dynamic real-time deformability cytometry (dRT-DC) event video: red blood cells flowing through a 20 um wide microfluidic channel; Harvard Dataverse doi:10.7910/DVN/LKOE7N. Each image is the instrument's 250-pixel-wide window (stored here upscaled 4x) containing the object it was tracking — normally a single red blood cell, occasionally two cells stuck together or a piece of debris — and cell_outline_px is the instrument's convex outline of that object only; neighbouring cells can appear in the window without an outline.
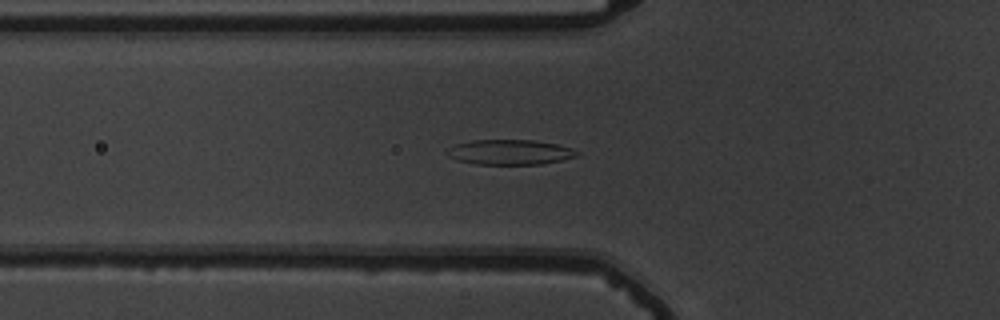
{"species": "common noctule bat (a hibernating species)", "species_latin": "Nyctalus noctula", "temperature_condition": "warm", "stored_images_in_passage": 54, "camera_frame_rate_fps": 3000, "um_per_image_px": 0.085, "animal": {"sex": "male", "body_mass_g": 19.5, "forearm_length_mm": 54.6}, "frame": {"image": 1, "passage_image": 20, "time_ms": 6.333, "image_size_px": [1000, 320], "cell_outline_px": [[580, 156], [540, 164], [476, 164], [456, 160], [448, 156], [444, 152], [448, 148], [456, 144], [472, 140], [536, 140], [556, 144], [572, 148], [580, 152]], "centroid_in_image_um": [43.33, 12.93], "position_along_channel_um": 82.5, "area_um2": 19.07}}
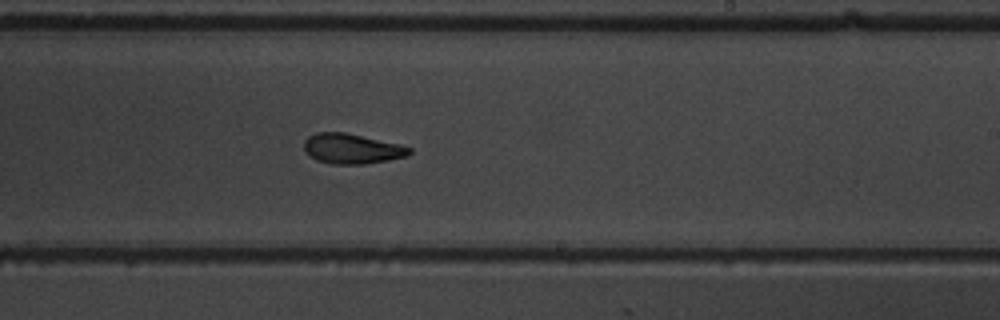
{"frame": {"image": 2, "passage_image": 34, "time_ms": 11.0, "image_size_px": [1000, 320], "cell_outline_px": [[412, 152], [404, 156], [388, 160], [364, 164], [332, 164], [316, 160], [304, 152], [304, 140], [308, 136], [316, 132], [344, 132], [400, 144], [412, 148]], "centroid_in_image_um": [29.87, 12.64], "position_along_channel_um": 259.1, "area_um2": 18.5}}
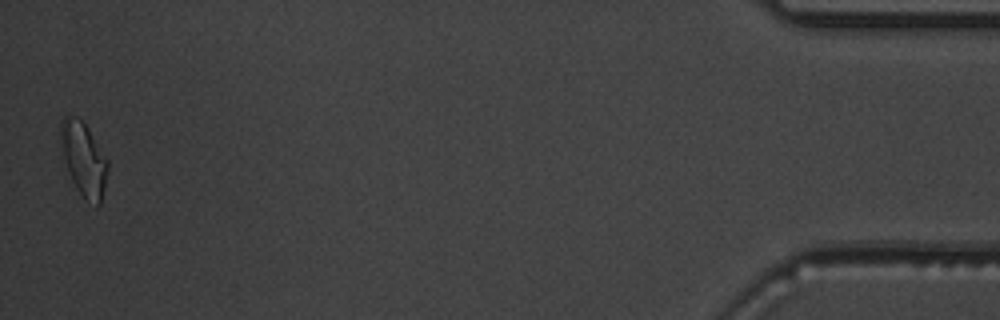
{"frame": {"image": 3, "passage_image": 54, "time_ms": 17.667, "image_size_px": [1000, 320], "cell_outline_px": [[108, 168], [104, 188], [100, 204], [96, 208], [84, 200], [76, 188], [72, 180], [56, 132], [64, 116], [76, 116], [84, 124], [108, 160]], "centroid_in_image_um": [7.09, 13.55], "position_along_channel_um": 428.1, "area_um2": 20.23}, "authors_computed_cell_mechanics": {"area_um2": 19.1318, "velocity_mm_per_s": 3.785, "shape_relaxation_time_tau1_ms": 5.2707, "shape_relaxation_time_tau2_ms": 2.837, "deformation_change_tau1": 0.1809, "deformation_change_tau2": 0.0989}}